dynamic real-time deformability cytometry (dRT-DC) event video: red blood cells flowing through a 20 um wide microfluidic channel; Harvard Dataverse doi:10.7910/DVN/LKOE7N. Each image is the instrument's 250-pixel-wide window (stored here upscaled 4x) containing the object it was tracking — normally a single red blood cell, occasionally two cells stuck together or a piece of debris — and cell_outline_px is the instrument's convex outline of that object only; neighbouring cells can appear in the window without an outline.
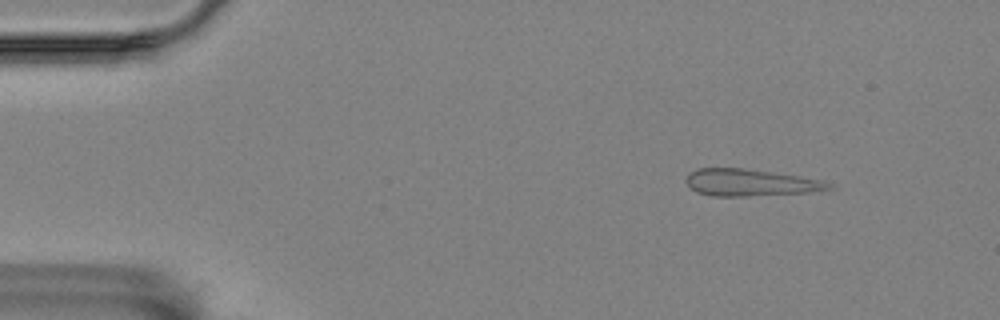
{"species": "Egyptian fruit bat (a non-hibernating species)", "species_latin": "Rousettus aegyptiacus", "temperature_condition": "room temperature", "stored_images_in_passage": 53, "camera_frame_rate_fps": 3000, "um_per_image_px": 0.085, "animal": {"sex": "female"}, "frame": {"image": 1, "passage_image": 4, "time_ms": 1.0, "image_size_px": [1000, 320], "cell_outline_px": [[836, 188], [812, 192], [748, 196], [712, 196], [696, 192], [684, 180], [688, 172], [696, 168], [744, 168], [800, 176], [824, 180], [832, 184]], "centroid_in_image_um": [63.79, 15.52], "position_along_channel_um": 21.2, "area_um2": 22.66}}
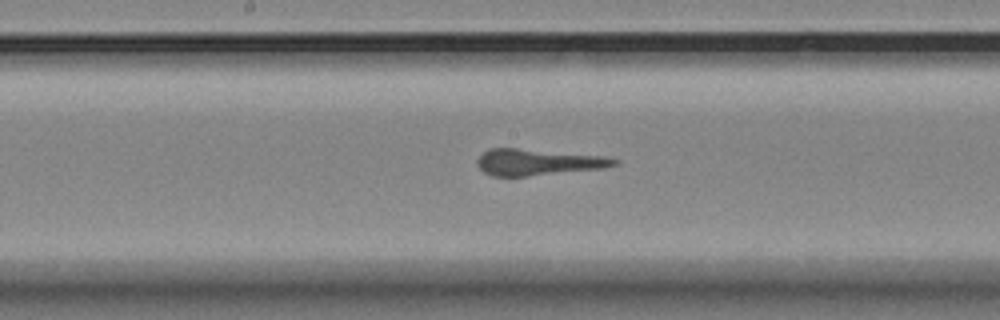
{"frame": {"image": 2, "passage_image": 26, "time_ms": 8.333, "image_size_px": [1000, 320], "cell_outline_px": [[620, 164], [604, 168], [528, 176], [492, 176], [484, 172], [476, 164], [476, 160], [488, 148], [516, 148], [604, 156], [620, 160]], "centroid_in_image_um": [45.73, 13.78], "position_along_channel_um": 202.5, "area_um2": 20.98}}
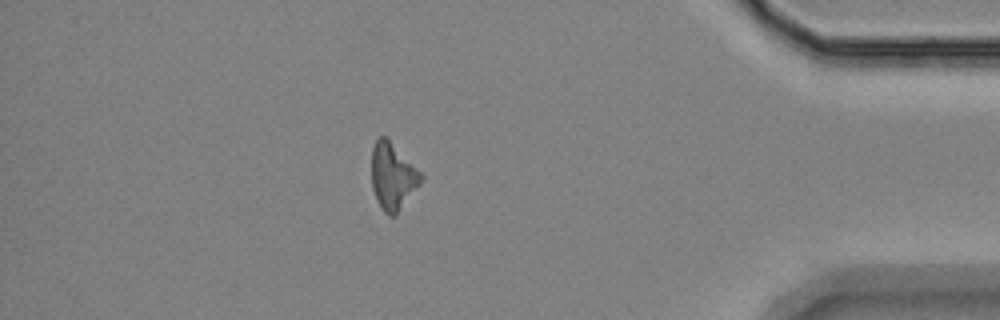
{"frame": {"image": 3, "passage_image": 46, "time_ms": 15.0, "image_size_px": [1000, 320], "cell_outline_px": [[424, 180], [396, 216], [388, 216], [380, 208], [376, 200], [372, 188], [372, 148], [376, 140], [380, 136], [384, 136], [424, 176]], "centroid_in_image_um": [33.38, 15.07], "position_along_channel_um": 401.8, "area_um2": 19.13}}